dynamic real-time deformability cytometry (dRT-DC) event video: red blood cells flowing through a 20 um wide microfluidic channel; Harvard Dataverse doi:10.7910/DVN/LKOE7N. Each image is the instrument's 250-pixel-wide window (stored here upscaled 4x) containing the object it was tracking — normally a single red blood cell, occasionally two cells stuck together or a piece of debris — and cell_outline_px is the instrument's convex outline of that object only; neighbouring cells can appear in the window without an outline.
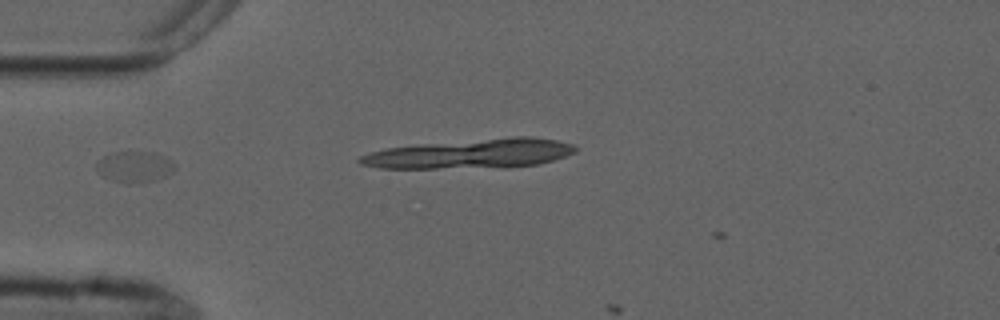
{"species": "common noctule bat (a hibernating species)", "species_latin": "Nyctalus noctula", "temperature_condition": "cold", "stored_images_in_passage": 3, "camera_frame_rate_fps": 3000, "um_per_image_px": 0.085, "animal": {"sex": "male", "forearm_length_mm": 52.5}, "frame": {"image": 1, "passage_image": 2, "time_ms": 2.0, "image_size_px": [1000, 320], "cell_outline_px": [[176, 168], [172, 172], [164, 176], [152, 180], [112, 180], [96, 172], [96, 164], [104, 156], [116, 152], [152, 152], [172, 160]], "centroid_in_image_um": [11.44, 14.12], "position_along_channel_um": 73.6, "area_um2": 13.35}}